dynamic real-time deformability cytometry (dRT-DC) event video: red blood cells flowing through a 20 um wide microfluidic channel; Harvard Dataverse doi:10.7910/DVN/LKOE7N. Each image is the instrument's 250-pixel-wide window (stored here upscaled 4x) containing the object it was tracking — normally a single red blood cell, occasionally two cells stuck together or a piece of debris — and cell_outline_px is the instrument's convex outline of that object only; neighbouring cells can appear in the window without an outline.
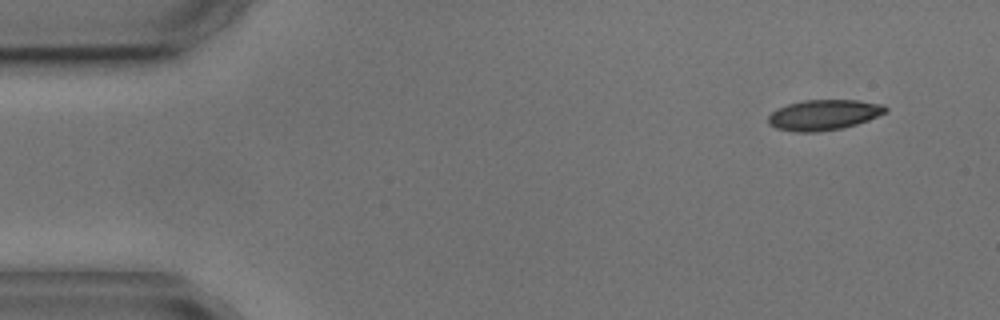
{"species": "common noctule bat (a hibernating species)", "species_latin": "Nyctalus noctula", "temperature_condition": "cold", "stored_images_in_passage": 5, "segment_of_instrument_passage": [1, 2], "camera_frame_rate_fps": 3000, "um_per_image_px": 0.085, "animal": {"sex": "male", "body_mass_g": 17.9, "forearm_length_mm": 54.2}, "frame": {"image": 1, "passage_image": 1, "time_ms": 0.0, "image_size_px": [1000, 320], "cell_outline_px": [[888, 112], [868, 120], [856, 124], [840, 128], [816, 132], [796, 132], [776, 128], [768, 124], [768, 116], [776, 108], [788, 104], [804, 100], [856, 100], [884, 104], [888, 108]], "centroid_in_image_um": [70.02, 9.76], "position_along_channel_um": 15.0, "area_um2": 20.87}}